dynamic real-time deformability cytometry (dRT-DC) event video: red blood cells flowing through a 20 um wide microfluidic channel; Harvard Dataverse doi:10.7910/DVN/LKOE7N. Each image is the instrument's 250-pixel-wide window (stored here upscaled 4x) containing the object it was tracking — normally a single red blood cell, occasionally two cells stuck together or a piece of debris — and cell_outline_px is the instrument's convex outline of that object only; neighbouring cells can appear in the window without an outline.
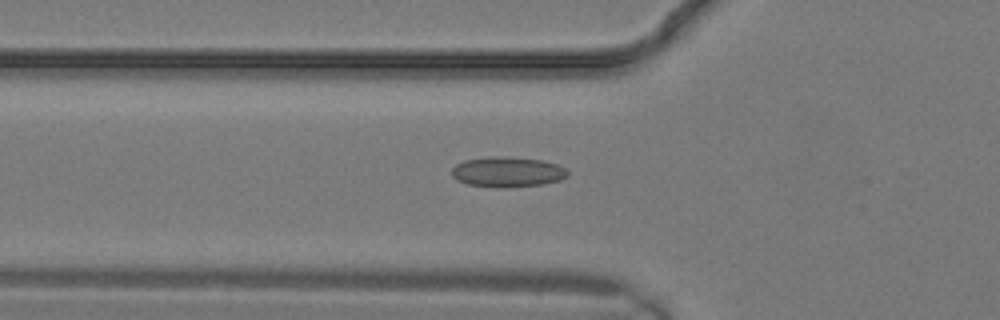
{"species": "common noctule bat (a hibernating species)", "species_latin": "Nyctalus noctula", "temperature_condition": "warm", "stored_images_in_passage": 13, "camera_frame_rate_fps": 3000, "um_per_image_px": 0.085, "animal": {"sex": "male", "body_mass_g": 19.2, "forearm_length_mm": 51.8}, "frame": {"image": 1, "passage_image": 2, "time_ms": 0.333, "image_size_px": [1000, 320], "cell_outline_px": [[568, 176], [560, 180], [544, 184], [468, 184], [456, 180], [452, 176], [452, 168], [456, 164], [464, 160], [492, 156], [500, 156], [540, 160], [556, 164], [564, 168], [568, 172]], "centroid_in_image_um": [43.13, 14.55], "position_along_channel_um": 82.7, "area_um2": 19.25}}
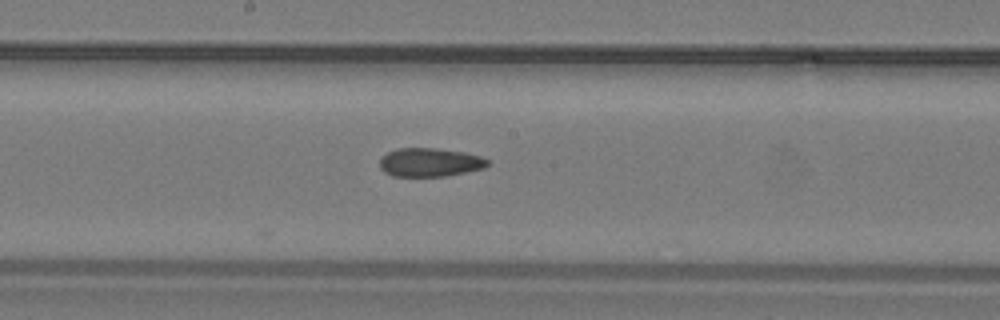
{"frame": {"image": 2, "passage_image": 7, "time_ms": 2.0, "image_size_px": [1000, 320], "cell_outline_px": [[488, 164], [484, 168], [444, 176], [392, 176], [384, 172], [380, 168], [380, 156], [396, 148], [436, 148], [464, 152], [480, 156], [488, 160]], "centroid_in_image_um": [36.49, 13.79], "position_along_channel_um": 211.7, "area_um2": 17.98}}
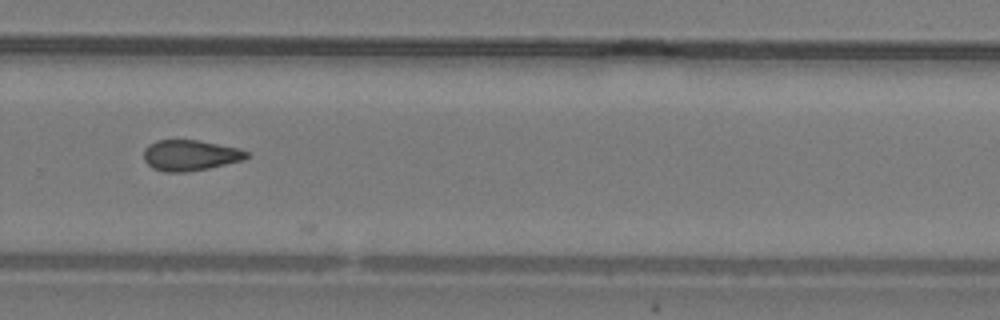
{"frame": {"image": 3, "passage_image": 11, "time_ms": 3.333, "image_size_px": [1000, 320], "cell_outline_px": [[248, 156], [244, 160], [208, 168], [188, 172], [164, 172], [152, 168], [144, 160], [144, 148], [148, 144], [156, 140], [200, 140], [240, 148], [248, 152]], "centroid_in_image_um": [16.16, 13.19], "position_along_channel_um": 313.6, "area_um2": 18.61}}